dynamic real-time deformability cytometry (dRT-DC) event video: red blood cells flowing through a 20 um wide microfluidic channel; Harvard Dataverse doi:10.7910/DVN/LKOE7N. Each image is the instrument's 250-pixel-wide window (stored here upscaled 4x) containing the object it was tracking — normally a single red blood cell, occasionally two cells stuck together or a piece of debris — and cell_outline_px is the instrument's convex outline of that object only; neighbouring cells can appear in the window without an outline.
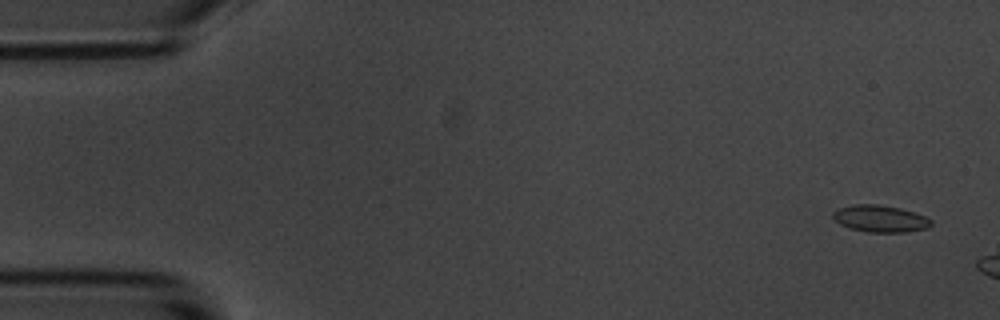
{"species": "common noctule bat (a hibernating species)", "species_latin": "Nyctalus noctula", "temperature_condition": "room temperature", "stored_images_in_passage": 3, "camera_frame_rate_fps": 3000, "um_per_image_px": 0.085, "animal": {"sex": "male", "body_mass_g": 20.1, "forearm_length_mm": 53.5}, "frame": {"image": 1, "passage_image": 1, "time_ms": 0.0, "image_size_px": [1000, 320], "cell_outline_px": [[932, 224], [928, 228], [908, 232], [868, 232], [848, 228], [840, 224], [832, 216], [832, 212], [840, 208], [856, 204], [876, 204], [900, 208], [924, 216], [932, 220]], "centroid_in_image_um": [74.82, 18.6], "position_along_channel_um": 10.2, "area_um2": 15.32}}